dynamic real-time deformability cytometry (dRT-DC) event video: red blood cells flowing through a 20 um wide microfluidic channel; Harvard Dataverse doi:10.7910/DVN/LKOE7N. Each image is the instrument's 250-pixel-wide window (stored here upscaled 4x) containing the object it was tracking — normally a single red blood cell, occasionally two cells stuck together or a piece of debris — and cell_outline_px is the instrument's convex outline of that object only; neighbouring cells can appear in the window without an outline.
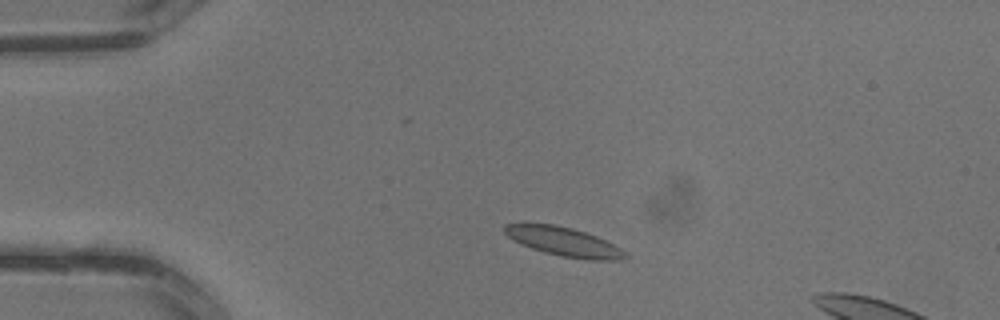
{"species": "common noctule bat (a hibernating species)", "species_latin": "Nyctalus noctula", "temperature_condition": "warm", "stored_images_in_passage": 2, "camera_frame_rate_fps": 3000, "um_per_image_px": 0.085, "animal": {"sex": "male", "body_mass_g": 13.3}, "frame": {"image": 1, "passage_image": 1, "time_ms": 0.0, "image_size_px": [1000, 320], "cell_outline_px": [[628, 256], [620, 260], [588, 260], [560, 256], [544, 252], [520, 244], [512, 240], [504, 232], [504, 224], [552, 224], [572, 228], [596, 236], [628, 252]], "centroid_in_image_um": [47.94, 20.56], "position_along_channel_um": 37.1, "area_um2": 20.23}}